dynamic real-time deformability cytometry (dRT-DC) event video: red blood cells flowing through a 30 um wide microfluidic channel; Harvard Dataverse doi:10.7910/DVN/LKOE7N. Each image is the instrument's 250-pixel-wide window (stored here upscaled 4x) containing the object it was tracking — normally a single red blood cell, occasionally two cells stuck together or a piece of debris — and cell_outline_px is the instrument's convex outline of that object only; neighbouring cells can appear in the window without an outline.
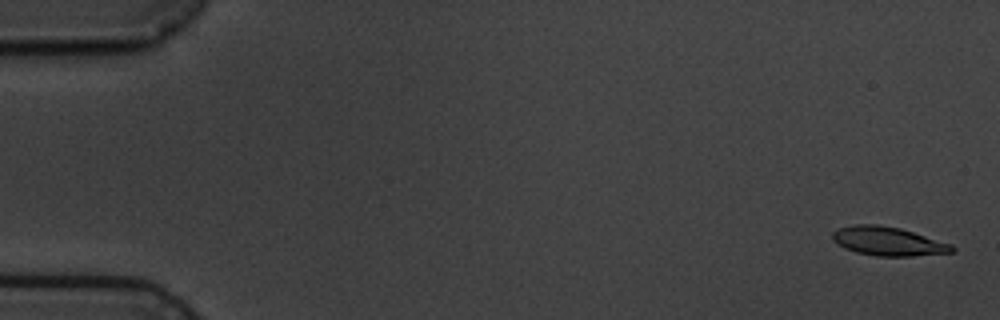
{"species": "common noctule bat (a hibernating species)", "species_latin": "Nyctalus noctula", "temperature_condition": "cold", "stored_images_in_passage": 13, "camera_frame_rate_fps": 3000, "um_per_image_px": 0.085, "animal": {"sex": "male", "body_mass_g": 19.5, "forearm_length_mm": 54.6}, "frame": {"image": 1, "passage_image": 1, "time_ms": 0.0, "image_size_px": [1000, 320], "cell_outline_px": [[956, 248], [952, 252], [912, 256], [876, 256], [856, 252], [844, 248], [836, 244], [832, 240], [832, 232], [836, 228], [856, 224], [876, 224], [900, 228], [952, 244]], "centroid_in_image_um": [75.44, 20.5], "position_along_channel_um": 9.6, "area_um2": 20.17}}
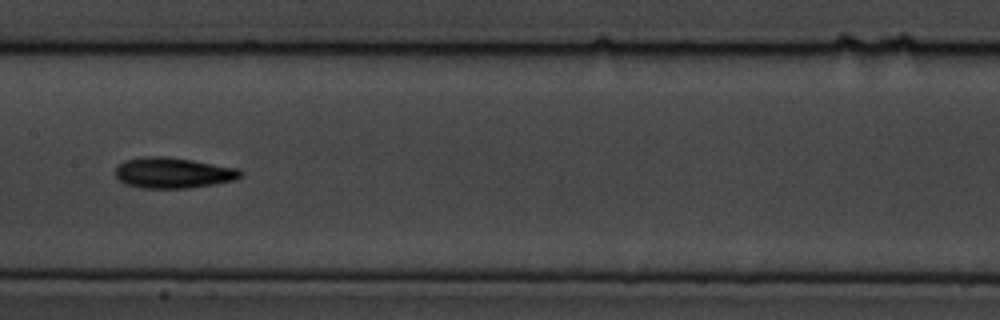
{"frame": {"image": 2, "passage_image": 8, "time_ms": 9.0, "image_size_px": [1000, 320], "cell_outline_px": [[244, 176], [236, 180], [188, 188], [140, 188], [124, 184], [116, 176], [116, 168], [124, 160], [144, 156], [164, 156], [192, 160], [240, 168], [244, 172]], "centroid_in_image_um": [14.75, 14.69], "position_along_channel_um": 192.6, "area_um2": 22.6}}
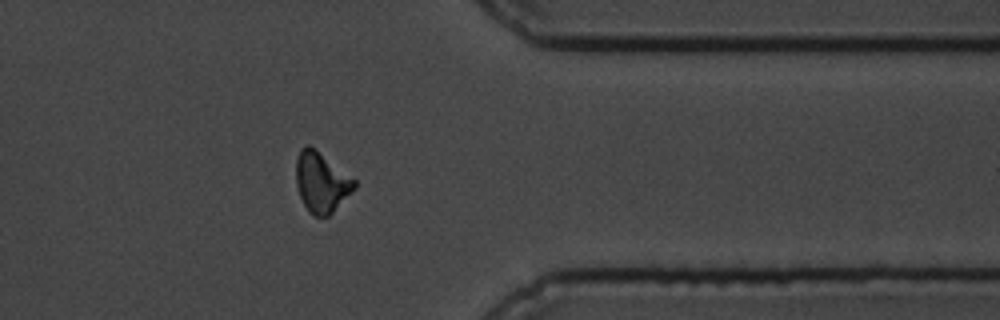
{"frame": {"image": 3, "passage_image": 13, "time_ms": 14.667, "image_size_px": [1000, 320], "cell_outline_px": [[356, 188], [328, 216], [312, 216], [308, 212], [300, 196], [296, 184], [296, 160], [300, 148], [304, 144], [308, 144], [356, 180]], "centroid_in_image_um": [27.3, 15.49], "position_along_channel_um": 384.1, "area_um2": 20.29}, "authors_computed_cell_mechanics": {"area_um2": 20.6346, "velocity_mm_per_s": 3.571, "shape_relaxation_time_tau1_ms": 2.0746, "shape_relaxation_time_tau2_ms": 2.6186, "deformation_change_tau1": 0.1092, "deformation_change_tau2": 0.1074}}